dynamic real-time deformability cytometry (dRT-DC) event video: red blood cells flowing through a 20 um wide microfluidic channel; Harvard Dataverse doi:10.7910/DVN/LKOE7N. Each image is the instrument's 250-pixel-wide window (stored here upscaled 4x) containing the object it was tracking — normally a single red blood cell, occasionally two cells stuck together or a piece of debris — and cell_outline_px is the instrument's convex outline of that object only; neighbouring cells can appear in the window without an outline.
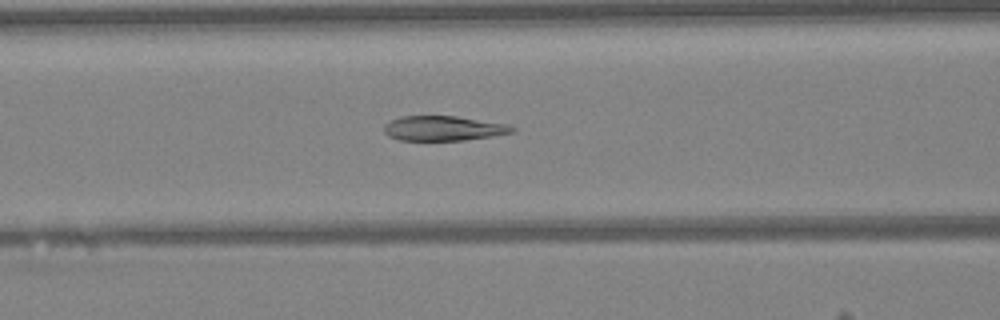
{"species": "Egyptian fruit bat (a non-hibernating species)", "species_latin": "Rousettus aegyptiacus", "temperature_condition": "warm", "stored_images_in_passage": 33, "camera_frame_rate_fps": 3000, "um_per_image_px": 0.085, "animal": {"sex": "female"}, "frame": {"image": 1, "passage_image": 5, "time_ms": 1.333, "image_size_px": [1000, 320], "cell_outline_px": [[516, 132], [492, 136], [464, 140], [400, 140], [388, 136], [384, 132], [384, 124], [400, 116], [456, 116], [508, 124], [516, 128]], "centroid_in_image_um": [37.71, 10.9], "position_along_channel_um": 128.9, "area_um2": 18.55}}
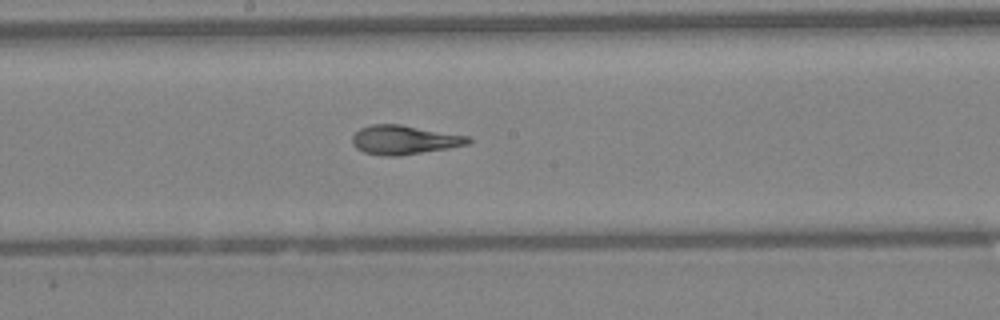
{"frame": {"image": 2, "passage_image": 11, "time_ms": 3.333, "image_size_px": [1000, 320], "cell_outline_px": [[472, 140], [468, 144], [448, 148], [396, 156], [384, 156], [364, 152], [356, 148], [352, 144], [352, 136], [360, 128], [372, 124], [400, 124], [468, 136]], "centroid_in_image_um": [34.32, 11.88], "position_along_channel_um": 213.9, "area_um2": 19.48}}
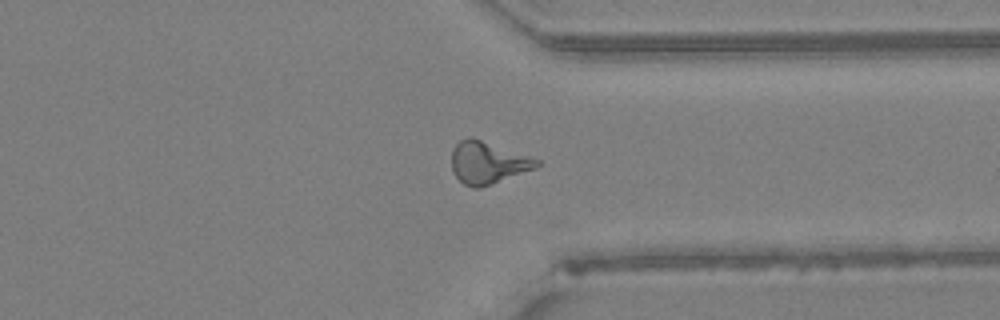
{"frame": {"image": 3, "passage_image": 22, "time_ms": 7.0, "image_size_px": [1000, 320], "cell_outline_px": [[540, 164], [536, 168], [480, 188], [472, 188], [464, 184], [452, 172], [452, 148], [460, 140], [468, 136], [472, 136], [540, 160]], "centroid_in_image_um": [41.43, 13.81], "position_along_channel_um": 370.0, "area_um2": 20.92}}